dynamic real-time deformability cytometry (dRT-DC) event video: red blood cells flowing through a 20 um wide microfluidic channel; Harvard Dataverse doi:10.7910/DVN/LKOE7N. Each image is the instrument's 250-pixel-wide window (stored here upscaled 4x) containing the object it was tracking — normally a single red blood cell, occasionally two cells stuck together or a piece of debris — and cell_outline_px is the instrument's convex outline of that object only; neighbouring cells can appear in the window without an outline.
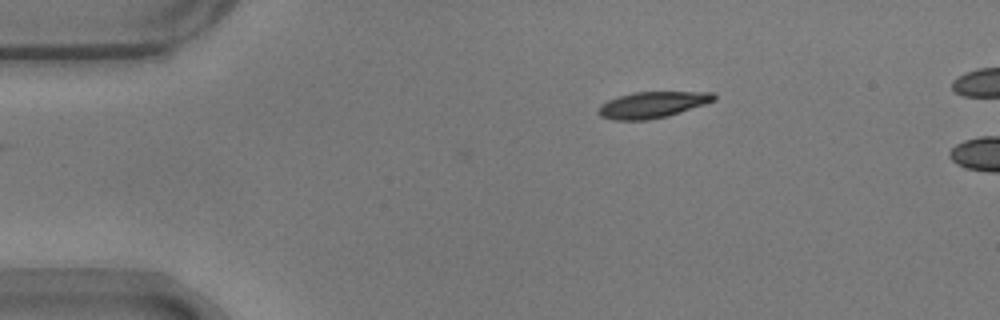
{"species": "common noctule bat (a hibernating species)", "species_latin": "Nyctalus noctula", "temperature_condition": "warm", "stored_images_in_passage": 5, "camera_frame_rate_fps": 3000, "um_per_image_px": 0.085, "animal": {"sex": "male", "body_mass_g": 17.9}, "frame": {"image": 1, "passage_image": 1, "time_ms": 0.0, "image_size_px": [1000, 320], "cell_outline_px": [[716, 100], [668, 116], [648, 120], [612, 120], [600, 116], [596, 112], [600, 104], [608, 100], [632, 92], [712, 92], [716, 96]], "centroid_in_image_um": [55.41, 8.91], "position_along_channel_um": 29.6, "area_um2": 17.69}}